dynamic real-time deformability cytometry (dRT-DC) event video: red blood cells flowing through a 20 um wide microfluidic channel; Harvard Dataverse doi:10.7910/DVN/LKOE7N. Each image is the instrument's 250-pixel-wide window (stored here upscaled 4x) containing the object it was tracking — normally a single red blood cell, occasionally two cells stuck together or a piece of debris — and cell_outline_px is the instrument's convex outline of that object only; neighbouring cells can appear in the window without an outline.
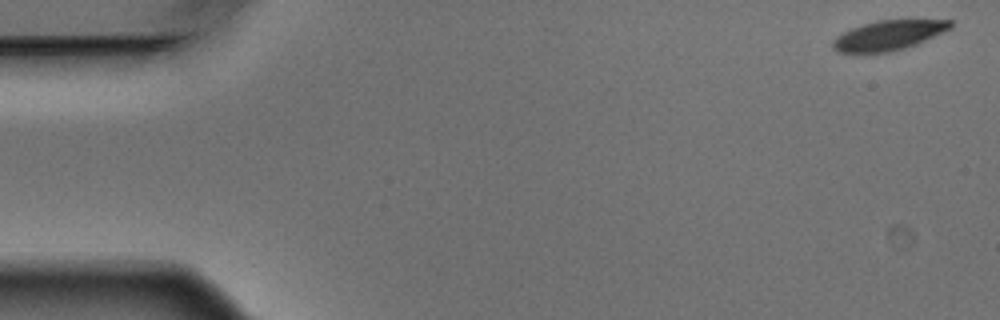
{"species": "Egyptian fruit bat (a non-hibernating species)", "species_latin": "Rousettus aegyptiacus", "temperature_condition": "warm", "stored_images_in_passage": 6, "camera_frame_rate_fps": 3000, "um_per_image_px": 0.085, "animal": {"sex": "male"}, "frame": {"image": 1, "passage_image": 1, "time_ms": 0.0, "image_size_px": [1000, 320], "cell_outline_px": [[952, 28], [916, 44], [904, 48], [888, 52], [840, 52], [832, 48], [832, 40], [836, 36], [852, 28], [876, 20], [952, 20]], "centroid_in_image_um": [75.52, 2.99], "position_along_channel_um": 9.5, "area_um2": 20.11}}
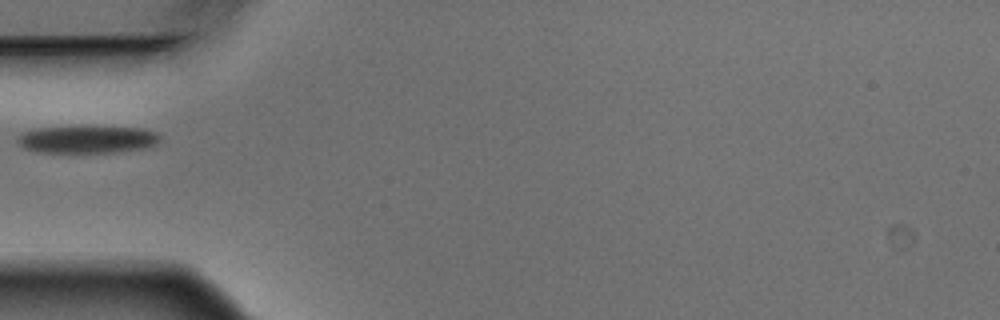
{"frame": {"image": 2, "passage_image": 5, "time_ms": 1.333, "image_size_px": [1000, 320], "cell_outline_px": [[160, 140], [156, 144], [144, 148], [112, 152], [36, 152], [24, 148], [16, 144], [16, 136], [24, 132], [36, 128], [140, 128], [156, 132], [160, 136]], "centroid_in_image_um": [7.36, 11.87], "position_along_channel_um": 77.6, "area_um2": 22.25}}
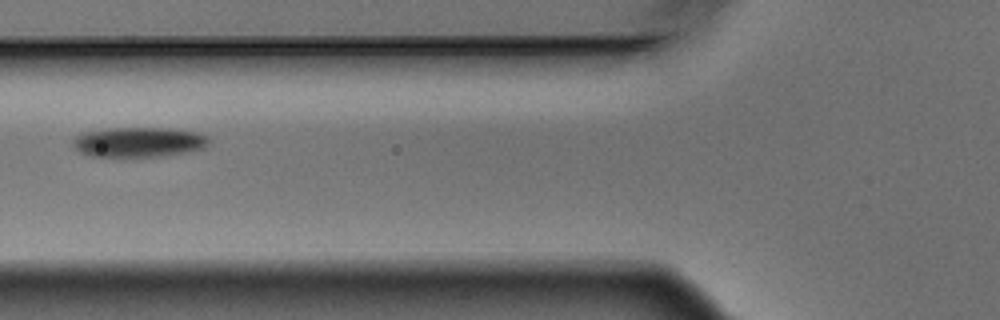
{"frame": {"image": 3, "passage_image": 6, "time_ms": 1.667, "image_size_px": [1000, 320], "cell_outline_px": [[208, 144], [204, 148], [184, 152], [160, 156], [88, 156], [80, 152], [72, 144], [72, 140], [76, 136], [84, 132], [108, 128], [168, 128], [196, 132], [208, 136]], "centroid_in_image_um": [11.76, 12.07], "position_along_channel_um": 114.0, "area_um2": 23.52}}